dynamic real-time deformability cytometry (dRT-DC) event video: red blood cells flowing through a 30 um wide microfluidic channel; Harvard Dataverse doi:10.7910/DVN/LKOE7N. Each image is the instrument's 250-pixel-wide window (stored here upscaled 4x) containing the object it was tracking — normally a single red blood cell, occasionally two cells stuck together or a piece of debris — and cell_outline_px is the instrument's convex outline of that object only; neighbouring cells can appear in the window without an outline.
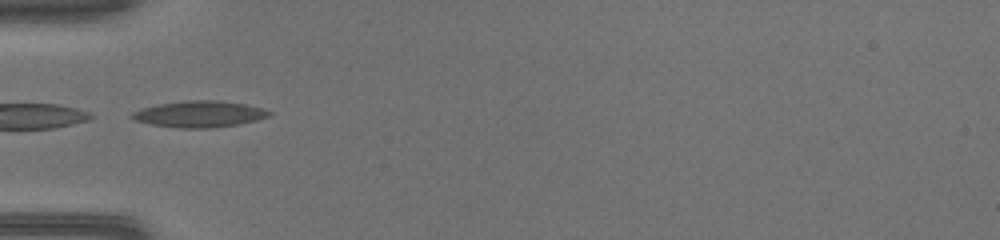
{"species": "common noctule bat (a hibernating species)", "species_latin": "Nyctalus noctula", "temperature_condition": "warm", "stored_images_in_passage": 34, "camera_frame_rate_fps": 3000, "um_per_image_px": 0.085, "animal": {"sex": "female", "body_mass_g": 17.0, "forearm_length_mm": 48.0}, "frame": {"image": 1, "passage_image": 1, "time_ms": 0.0, "image_size_px": [1000, 240], "cell_outline_px": [[272, 116], [240, 124], [208, 128], [180, 128], [152, 124], [136, 120], [128, 116], [132, 112], [156, 104], [188, 100], [220, 100], [244, 104], [264, 108], [272, 112]], "centroid_in_image_um": [16.99, 9.69], "position_along_channel_um": 68.0, "area_um2": 21.1}}
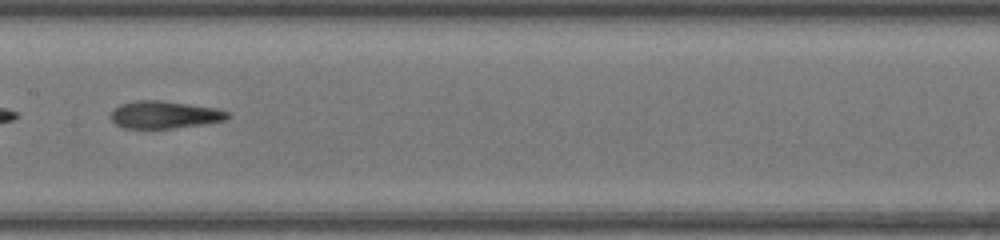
{"frame": {"image": 2, "passage_image": 10, "time_ms": 3.0, "image_size_px": [1000, 240], "cell_outline_px": [[228, 120], [204, 124], [172, 128], [124, 128], [116, 124], [112, 120], [112, 108], [120, 104], [136, 100], [164, 100], [216, 108], [228, 112]], "centroid_in_image_um": [13.98, 9.74], "position_along_channel_um": 193.4, "area_um2": 18.73}}
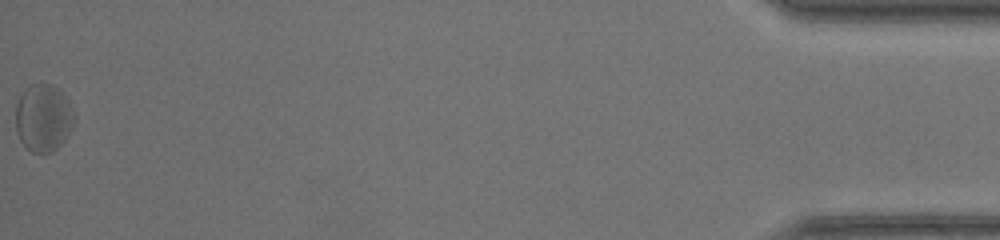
{"frame": {"image": 3, "passage_image": 34, "time_ms": 11.0, "image_size_px": [1000, 240], "cell_outline_px": [[76, 120], [64, 140], [52, 152], [32, 152], [20, 140], [16, 128], [16, 104], [24, 88], [32, 84], [52, 84], [64, 96], [76, 116]], "centroid_in_image_um": [3.68, 10.01], "position_along_channel_um": 431.5, "area_um2": 22.77}, "authors_computed_cell_mechanics": {"area_um2": 19.4786, "velocity_mm_per_s": 4.1939, "shape_relaxation_time_tau1_ms": 5.077, "shape_relaxation_time_tau2_ms": 3.0064, "deformation_change_tau1": 0.1585, "deformation_change_tau2": 0.1341}}